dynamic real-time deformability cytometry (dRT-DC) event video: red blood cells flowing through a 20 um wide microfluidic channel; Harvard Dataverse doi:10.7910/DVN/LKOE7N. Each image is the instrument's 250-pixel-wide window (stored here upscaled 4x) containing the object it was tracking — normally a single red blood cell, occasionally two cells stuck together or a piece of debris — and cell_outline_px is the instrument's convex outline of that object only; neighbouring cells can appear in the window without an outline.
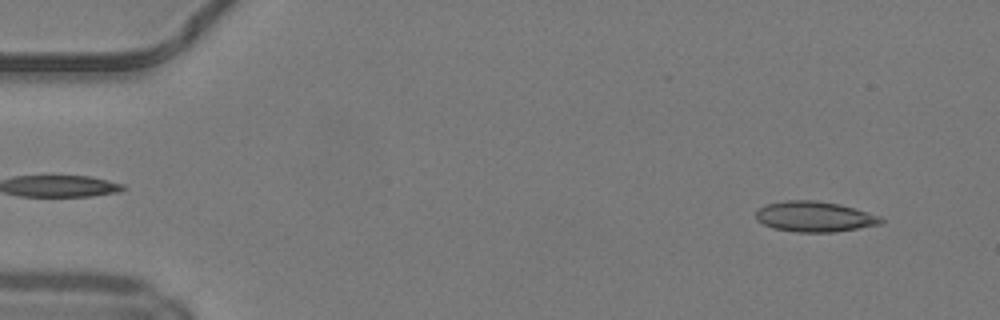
{"species": "common noctule bat (a hibernating species)", "species_latin": "Nyctalus noctula", "temperature_condition": "warm", "stored_images_in_passage": 48, "camera_frame_rate_fps": 3000, "um_per_image_px": 0.085, "animal": {"sex": "male", "body_mass_g": 19.2, "forearm_length_mm": 51.8}, "frame": {"image": 1, "passage_image": 3, "time_ms": 0.667, "image_size_px": [1000, 320], "cell_outline_px": [[884, 220], [880, 224], [836, 232], [796, 232], [772, 228], [756, 220], [756, 212], [760, 208], [768, 204], [784, 200], [816, 200], [840, 204], [880, 216]], "centroid_in_image_um": [69.22, 18.41], "position_along_channel_um": 15.8, "area_um2": 22.14}}
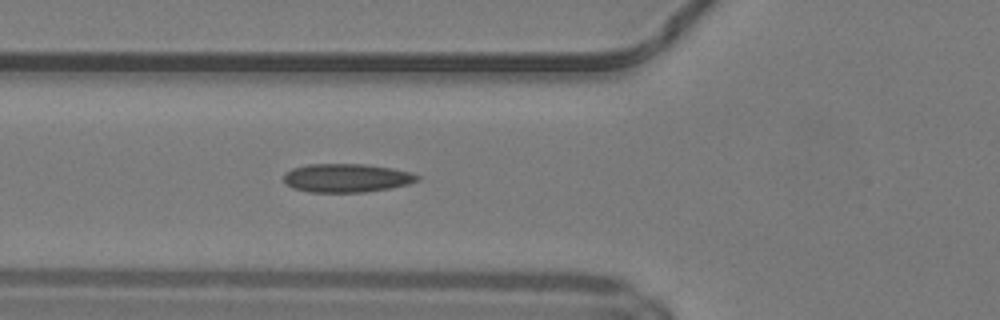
{"frame": {"image": 2, "passage_image": 17, "time_ms": 5.333, "image_size_px": [1000, 320], "cell_outline_px": [[420, 180], [408, 184], [388, 188], [364, 192], [308, 192], [292, 188], [284, 180], [284, 172], [292, 168], [308, 164], [364, 164], [392, 168], [412, 172], [420, 176]], "centroid_in_image_um": [29.46, 15.12], "position_along_channel_um": 96.3, "area_um2": 22.31}}
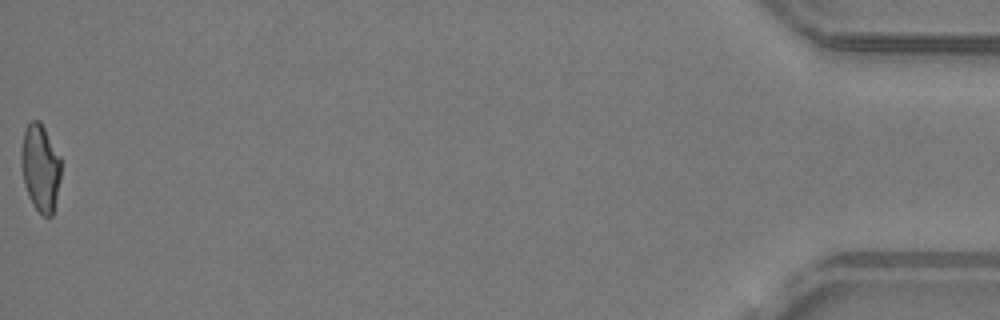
{"frame": {"image": 3, "passage_image": 48, "time_ms": 15.667, "image_size_px": [1000, 320], "cell_outline_px": [[60, 180], [52, 216], [44, 216], [32, 204], [28, 196], [24, 184], [20, 164], [20, 152], [24, 132], [28, 124], [32, 120], [40, 120], [60, 156]], "centroid_in_image_um": [3.41, 14.25], "position_along_channel_um": 431.8, "area_um2": 20.23}, "authors_computed_cell_mechanics": {"area_um2": 21.4438, "velocity_mm_per_s": 4.237, "shape_relaxation_time_tau1_ms": null, "shape_relaxation_time_tau2_ms": 1.9674, "deformation_change_tau1": null, "deformation_change_tau2": 0.0927}}